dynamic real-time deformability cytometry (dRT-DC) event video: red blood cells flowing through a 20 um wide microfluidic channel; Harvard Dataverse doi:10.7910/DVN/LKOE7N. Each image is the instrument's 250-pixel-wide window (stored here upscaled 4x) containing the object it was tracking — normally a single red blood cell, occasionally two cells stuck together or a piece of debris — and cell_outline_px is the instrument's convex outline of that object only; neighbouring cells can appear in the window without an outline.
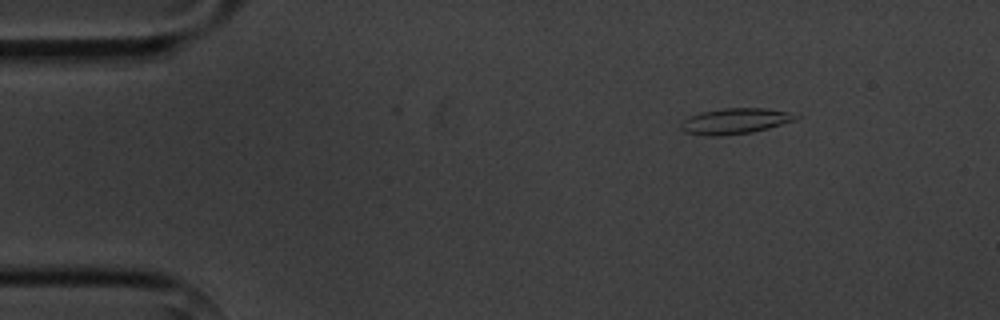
{"species": "common noctule bat (a hibernating species)", "species_latin": "Nyctalus noctula", "temperature_condition": "cold", "stored_images_in_passage": 13, "camera_frame_rate_fps": 3000, "um_per_image_px": 0.085, "animal": {"sex": "male", "body_mass_g": 20.1, "forearm_length_mm": 53.5}, "frame": {"image": 1, "passage_image": 1, "time_ms": 0.0, "image_size_px": [1000, 320], "cell_outline_px": [[800, 116], [796, 120], [768, 128], [752, 132], [720, 136], [704, 136], [684, 132], [680, 128], [680, 124], [688, 116], [700, 112], [724, 108], [764, 108], [788, 112]], "centroid_in_image_um": [62.44, 10.3], "position_along_channel_um": 22.6, "area_um2": 17.28}}
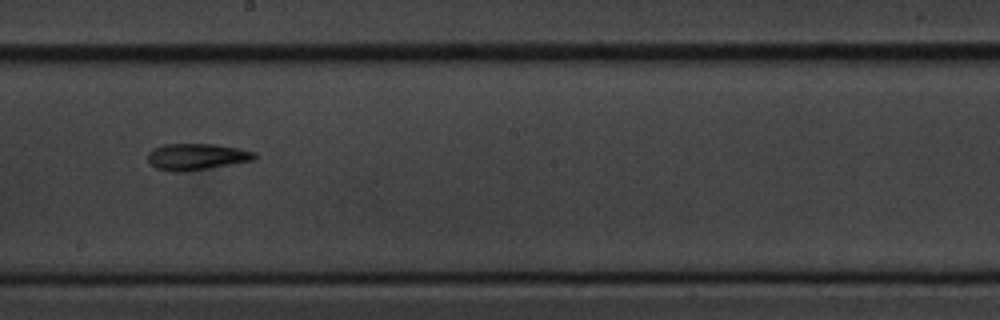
{"frame": {"image": 2, "passage_image": 7, "time_ms": 7.667, "image_size_px": [1000, 320], "cell_outline_px": [[256, 156], [252, 160], [208, 168], [184, 172], [176, 172], [156, 168], [148, 164], [148, 152], [152, 148], [164, 144], [216, 144], [240, 148], [256, 152]], "centroid_in_image_um": [16.67, 13.31], "position_along_channel_um": 231.5, "area_um2": 16.53}}
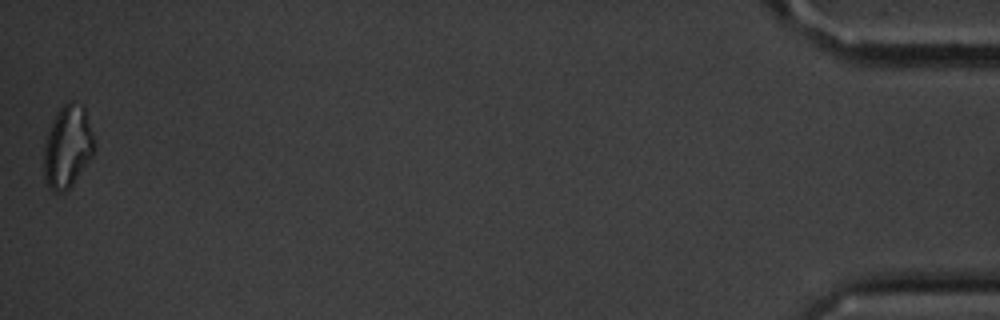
{"frame": {"image": 3, "passage_image": 13, "time_ms": 15.667, "image_size_px": [1000, 320], "cell_outline_px": [[96, 148], [92, 156], [72, 184], [64, 192], [52, 192], [44, 180], [44, 144], [52, 120], [60, 108], [68, 100], [72, 100], [84, 108], [92, 132]], "centroid_in_image_um": [5.73, 12.48], "position_along_channel_um": 429.5, "area_um2": 24.1}, "authors_computed_cell_mechanics": {"area_um2": 16.1262, "velocity_mm_per_s": 3.6353, "shape_relaxation_time_tau1_ms": 2.9114, "shape_relaxation_time_tau2_ms": null, "deformation_change_tau1": 0.1298, "deformation_change_tau2": null}}